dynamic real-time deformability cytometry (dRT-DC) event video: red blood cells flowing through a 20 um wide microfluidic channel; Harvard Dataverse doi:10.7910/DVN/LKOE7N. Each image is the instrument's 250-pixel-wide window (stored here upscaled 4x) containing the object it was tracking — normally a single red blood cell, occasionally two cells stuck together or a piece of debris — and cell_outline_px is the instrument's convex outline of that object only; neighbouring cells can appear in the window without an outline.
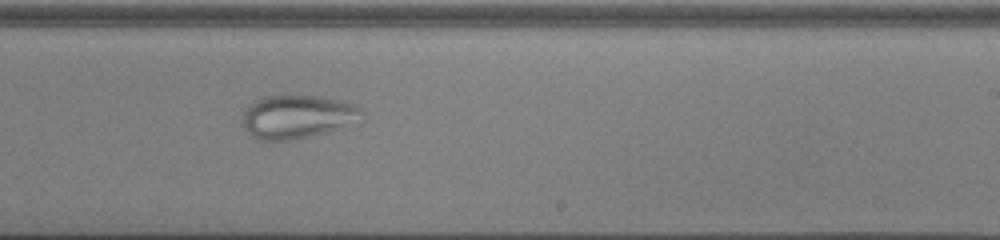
{"species": "common noctule bat (a hibernating species)", "species_latin": "Nyctalus noctula", "temperature_condition": "cold", "stored_images_in_passage": 53, "camera_frame_rate_fps": 3000, "um_per_image_px": 0.085, "animal": {"sex": "male", "body_mass_g": 13.0, "forearm_length_mm": 53.1}, "frame": {"image": 1, "passage_image": 34, "time_ms": 11.0, "image_size_px": [1000, 240], "cell_outline_px": [[364, 112], [344, 128], [308, 136], [288, 140], [260, 140], [252, 136], [244, 128], [240, 120], [248, 104], [264, 96], [320, 96], [356, 104]], "centroid_in_image_um": [25.22, 9.92], "position_along_channel_um": 263.8, "area_um2": 30.0}}
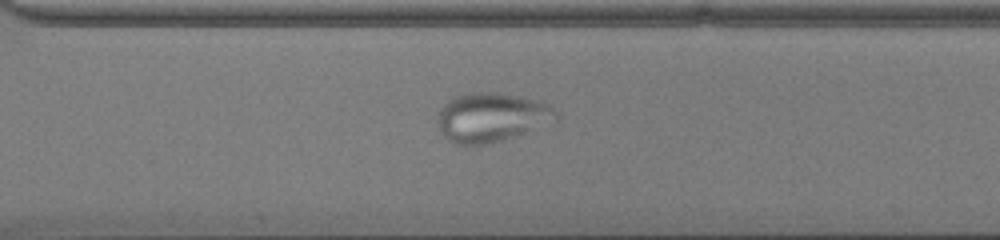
{"frame": {"image": 2, "passage_image": 39, "time_ms": 12.667, "image_size_px": [1000, 240], "cell_outline_px": [[560, 120], [488, 144], [452, 144], [444, 136], [436, 120], [440, 108], [448, 100], [456, 96], [472, 92], [492, 92], [540, 100], [548, 104], [560, 116]], "centroid_in_image_um": [41.77, 9.96], "position_along_channel_um": 328.8, "area_um2": 33.76}}